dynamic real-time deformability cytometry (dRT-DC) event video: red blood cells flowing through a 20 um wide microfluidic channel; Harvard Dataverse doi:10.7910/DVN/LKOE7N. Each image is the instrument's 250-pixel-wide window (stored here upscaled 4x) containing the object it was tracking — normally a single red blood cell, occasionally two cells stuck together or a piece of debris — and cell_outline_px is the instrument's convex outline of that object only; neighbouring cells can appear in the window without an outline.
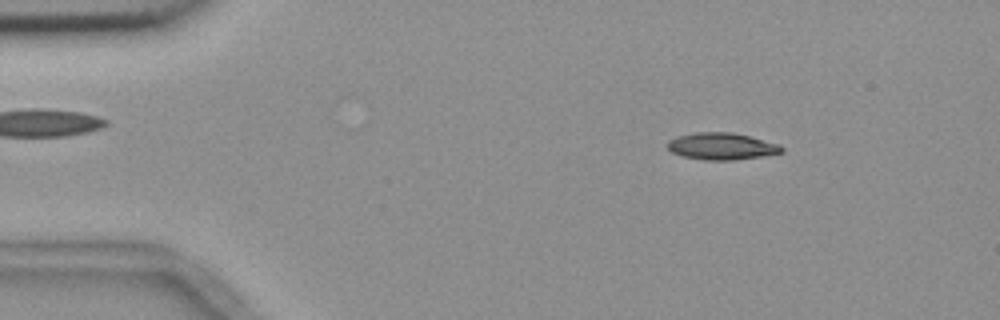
{"species": "common noctule bat (a hibernating species)", "species_latin": "Nyctalus noctula", "temperature_condition": "room temperature", "stored_images_in_passage": 51, "camera_frame_rate_fps": 3000, "um_per_image_px": 0.085, "animal": {"sex": "female", "body_mass_g": 18.4}, "frame": {"image": 1, "passage_image": 4, "time_ms": 1.0, "image_size_px": [1000, 320], "cell_outline_px": [[784, 152], [764, 156], [732, 160], [704, 160], [684, 156], [672, 152], [668, 148], [668, 140], [676, 136], [696, 132], [732, 132], [780, 144], [784, 148]], "centroid_in_image_um": [61.36, 12.43], "position_along_channel_um": 23.6, "area_um2": 17.92}}
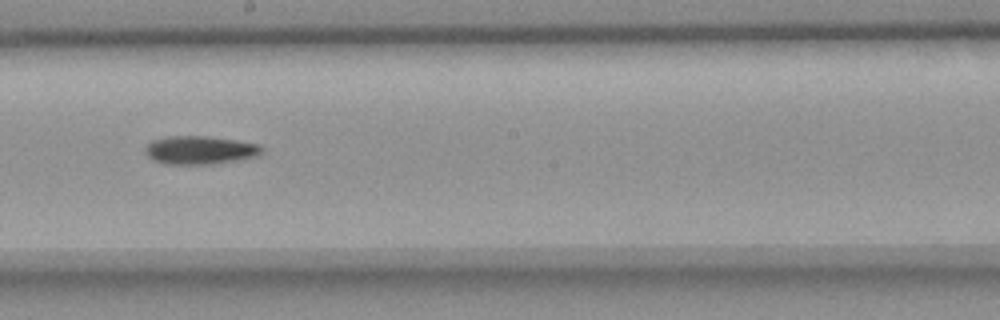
{"frame": {"image": 2, "passage_image": 27, "time_ms": 8.667, "image_size_px": [1000, 320], "cell_outline_px": [[264, 152], [256, 156], [212, 164], [164, 164], [152, 160], [144, 152], [144, 148], [152, 140], [168, 136], [208, 136], [236, 140], [260, 144], [264, 148]], "centroid_in_image_um": [16.98, 12.75], "position_along_channel_um": 231.2, "area_um2": 19.36}}
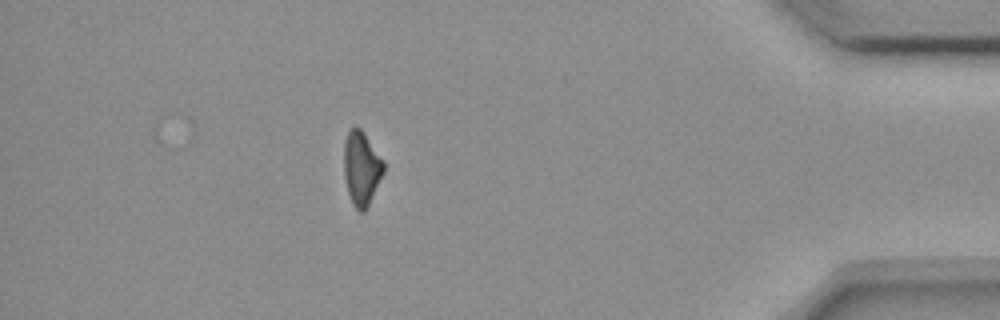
{"frame": {"image": 3, "passage_image": 45, "time_ms": 14.667, "image_size_px": [1000, 320], "cell_outline_px": [[384, 172], [364, 212], [360, 212], [352, 204], [348, 192], [344, 176], [344, 140], [348, 128], [360, 128], [384, 160]], "centroid_in_image_um": [30.71, 14.28], "position_along_channel_um": 404.5, "area_um2": 16.99}, "authors_computed_cell_mechanics": {"area_um2": 18.207, "velocity_mm_per_s": 3.6546, "shape_relaxation_time_tau1_ms": 7.1958, "shape_relaxation_time_tau2_ms": null, "deformation_change_tau1": 0.1648, "deformation_change_tau2": null}}